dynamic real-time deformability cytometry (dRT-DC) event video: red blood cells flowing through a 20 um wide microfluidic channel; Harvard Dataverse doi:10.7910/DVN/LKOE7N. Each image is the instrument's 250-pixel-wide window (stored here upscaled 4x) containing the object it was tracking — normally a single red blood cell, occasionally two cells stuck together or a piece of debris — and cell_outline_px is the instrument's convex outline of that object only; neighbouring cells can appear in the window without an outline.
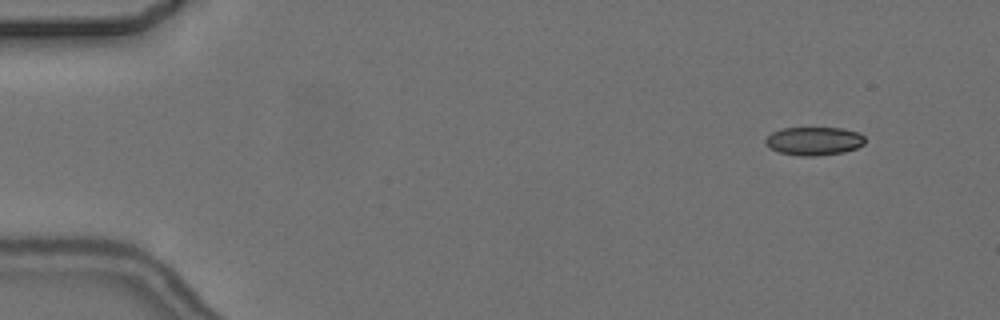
{"species": "common noctule bat (a hibernating species)", "species_latin": "Nyctalus noctula", "temperature_condition": "cold", "stored_images_in_passage": 4, "camera_frame_rate_fps": 3000, "um_per_image_px": 0.085, "animal": {"sex": "female", "body_mass_g": 24.6, "forearm_length_mm": 56.2}, "frame": {"image": 1, "passage_image": 1, "time_ms": 0.0, "image_size_px": [1000, 320], "cell_outline_px": [[864, 144], [856, 148], [844, 152], [816, 156], [800, 156], [780, 152], [768, 148], [764, 144], [764, 140], [772, 132], [780, 128], [840, 128], [860, 132], [864, 136]], "centroid_in_image_um": [69.17, 11.99], "position_along_channel_um": 15.8, "area_um2": 16.59}}